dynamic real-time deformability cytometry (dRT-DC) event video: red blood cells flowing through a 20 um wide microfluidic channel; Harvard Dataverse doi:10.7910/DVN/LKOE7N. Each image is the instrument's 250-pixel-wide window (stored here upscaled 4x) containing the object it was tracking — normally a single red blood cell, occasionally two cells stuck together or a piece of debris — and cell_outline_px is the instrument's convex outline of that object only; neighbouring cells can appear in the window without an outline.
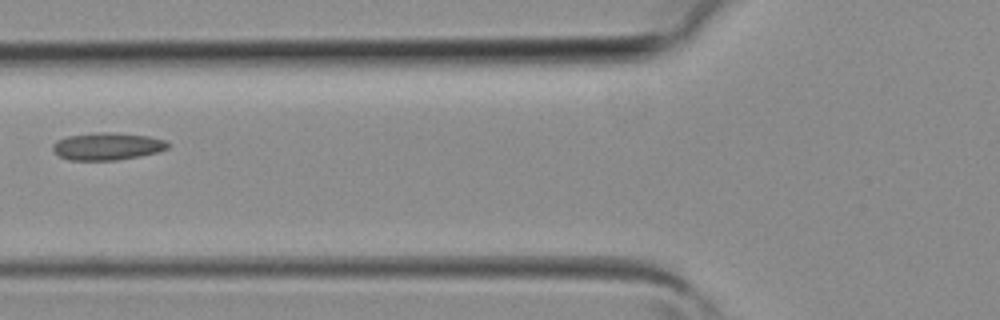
{"species": "common noctule bat (a hibernating species)", "species_latin": "Nyctalus noctula", "temperature_condition": "room temperature", "stored_images_in_passage": 3, "camera_frame_rate_fps": 3000, "um_per_image_px": 0.085, "animal": {"sex": "female", "body_mass_g": 19.3, "forearm_length_mm": 54.1}, "frame": {"image": 1, "passage_image": 3, "time_ms": 0.667, "image_size_px": [1000, 320], "cell_outline_px": [[168, 148], [156, 152], [140, 156], [116, 160], [68, 160], [60, 156], [52, 148], [52, 144], [56, 140], [68, 136], [96, 132], [104, 132], [148, 136], [164, 140], [168, 144]], "centroid_in_image_um": [9.08, 12.44], "position_along_channel_um": 116.7, "area_um2": 18.15}}